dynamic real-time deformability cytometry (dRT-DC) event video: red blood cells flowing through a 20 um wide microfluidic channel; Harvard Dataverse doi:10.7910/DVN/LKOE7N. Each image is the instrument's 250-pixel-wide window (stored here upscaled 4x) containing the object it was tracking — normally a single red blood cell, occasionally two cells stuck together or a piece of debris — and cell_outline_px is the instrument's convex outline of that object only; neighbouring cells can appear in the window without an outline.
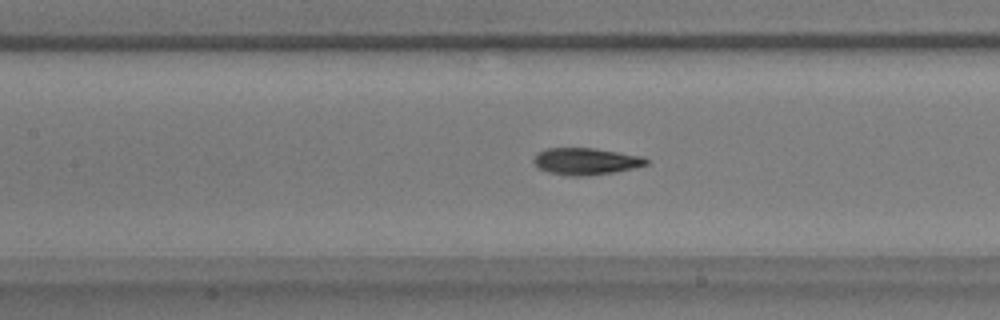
{"species": "common noctule bat (a hibernating species)", "species_latin": "Nyctalus noctula", "temperature_condition": "warm", "stored_images_in_passage": 57, "camera_frame_rate_fps": 3000, "um_per_image_px": 0.085, "animal": {"sex": "male", "body_mass_g": 17.9}, "frame": {"image": 1, "passage_image": 26, "time_ms": 8.333, "image_size_px": [1000, 320], "cell_outline_px": [[648, 164], [632, 168], [612, 172], [580, 176], [568, 176], [548, 172], [540, 168], [532, 160], [536, 152], [548, 148], [596, 148], [644, 156], [648, 160]], "centroid_in_image_um": [49.78, 13.69], "position_along_channel_um": 157.6, "area_um2": 17.57}}
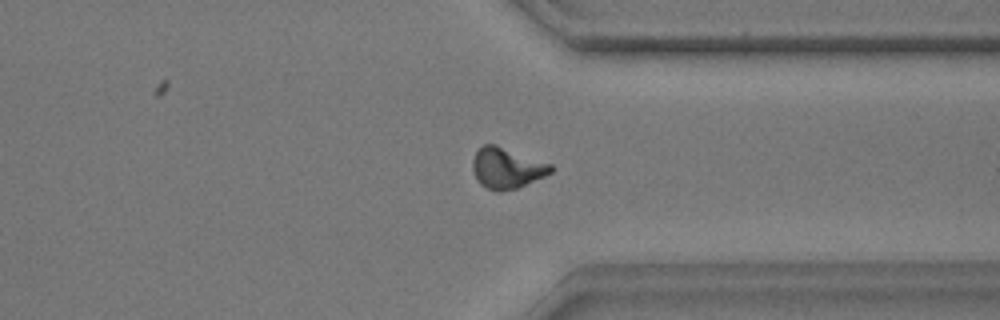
{"frame": {"image": 2, "passage_image": 44, "time_ms": 14.333, "image_size_px": [1000, 320], "cell_outline_px": [[552, 172], [544, 176], [516, 188], [500, 192], [496, 192], [480, 184], [476, 180], [472, 168], [472, 160], [476, 152], [484, 144], [496, 144], [552, 164]], "centroid_in_image_um": [43.05, 14.28], "position_along_channel_um": 368.4, "area_um2": 18.55}}
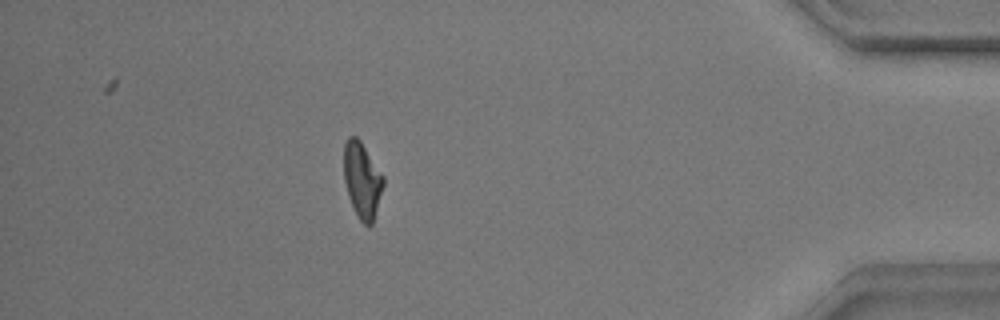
{"frame": {"image": 3, "passage_image": 51, "time_ms": 16.667, "image_size_px": [1000, 320], "cell_outline_px": [[384, 184], [372, 224], [364, 224], [360, 220], [348, 196], [344, 180], [344, 144], [348, 136], [356, 136], [360, 140], [384, 176]], "centroid_in_image_um": [30.78, 15.27], "position_along_channel_um": 404.4, "area_um2": 17.22}, "authors_computed_cell_mechanics": {"area_um2": 17.2244, "velocity_mm_per_s": 3.5318, "shape_relaxation_time_tau1_ms": 6.6202, "shape_relaxation_time_tau2_ms": 3.2758, "deformation_change_tau1": 0.2075, "deformation_change_tau2": 0.086}}